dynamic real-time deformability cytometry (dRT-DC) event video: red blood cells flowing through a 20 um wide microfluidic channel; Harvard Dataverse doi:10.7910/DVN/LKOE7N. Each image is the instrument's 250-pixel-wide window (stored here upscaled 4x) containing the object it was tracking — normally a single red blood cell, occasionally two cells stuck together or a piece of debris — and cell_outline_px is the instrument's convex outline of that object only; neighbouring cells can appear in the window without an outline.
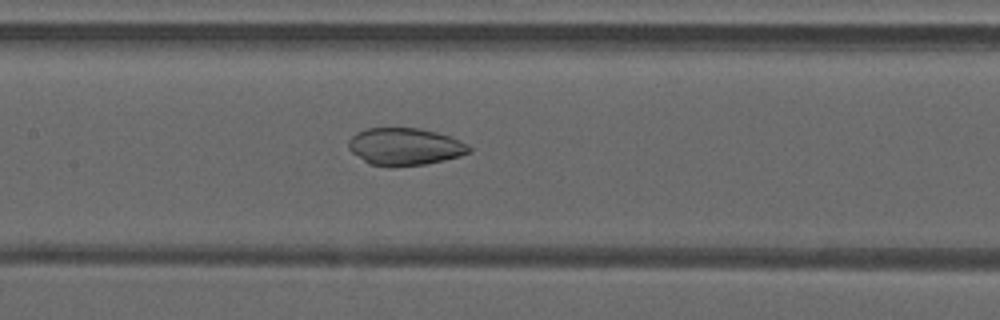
{"species": "common noctule bat (a hibernating species)", "species_latin": "Nyctalus noctula", "temperature_condition": "warm", "stored_images_in_passage": 34, "camera_frame_rate_fps": 3000, "um_per_image_px": 0.085, "animal": {"sex": "male", "forearm_length_mm": 52.5}, "frame": {"image": 1, "passage_image": 9, "time_ms": 2.667, "image_size_px": [1000, 320], "cell_outline_px": [[472, 152], [460, 156], [444, 160], [424, 164], [368, 164], [352, 152], [348, 148], [348, 140], [356, 132], [364, 128], [420, 128], [436, 132], [460, 140], [468, 144], [472, 148]], "centroid_in_image_um": [34.43, 12.42], "position_along_channel_um": 173.0, "area_um2": 25.78}}
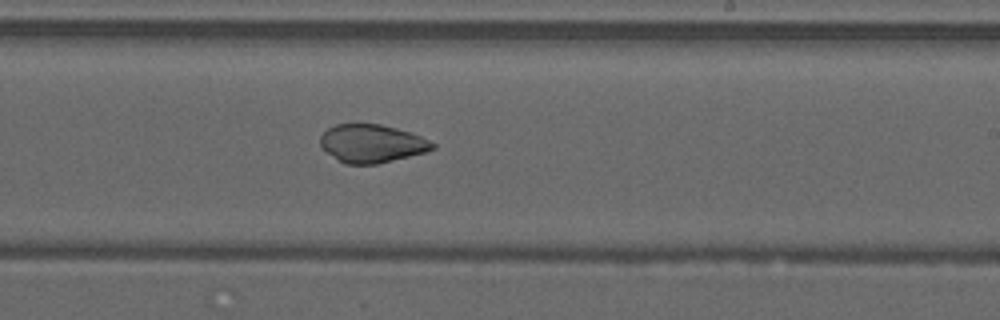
{"frame": {"image": 2, "passage_image": 15, "time_ms": 4.667, "image_size_px": [1000, 320], "cell_outline_px": [[436, 148], [424, 152], [376, 164], [344, 164], [328, 152], [320, 144], [320, 136], [328, 128], [336, 124], [380, 124], [396, 128], [420, 136], [436, 144]], "centroid_in_image_um": [31.59, 12.19], "position_along_channel_um": 257.4, "area_um2": 24.57}}
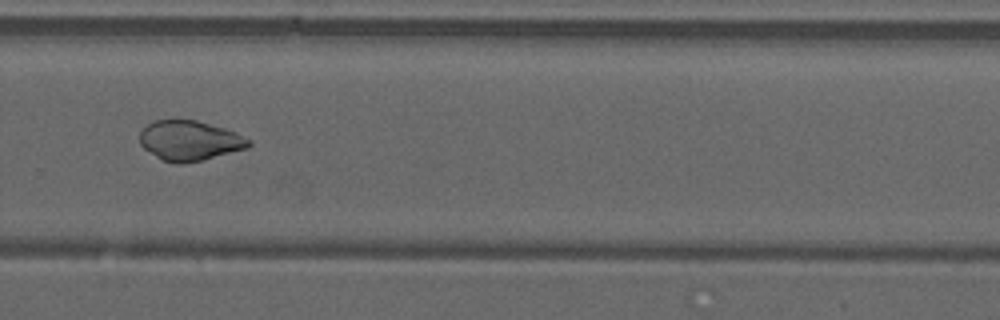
{"frame": {"image": 3, "passage_image": 19, "time_ms": 6.0, "image_size_px": [1000, 320], "cell_outline_px": [[252, 144], [248, 148], [204, 160], [180, 164], [176, 164], [160, 160], [144, 148], [140, 144], [140, 132], [152, 120], [196, 120], [224, 128], [236, 132], [252, 140]], "centroid_in_image_um": [16.14, 11.97], "position_along_channel_um": 313.7, "area_um2": 25.61}, "authors_computed_cell_mechanics": {"area_um2": 26.9348, "velocity_mm_per_s": 4.2402, "shape_relaxation_time_tau1_ms": null, "shape_relaxation_time_tau2_ms": 1.3673, "deformation_change_tau1": null, "deformation_change_tau2": 0.0438}}